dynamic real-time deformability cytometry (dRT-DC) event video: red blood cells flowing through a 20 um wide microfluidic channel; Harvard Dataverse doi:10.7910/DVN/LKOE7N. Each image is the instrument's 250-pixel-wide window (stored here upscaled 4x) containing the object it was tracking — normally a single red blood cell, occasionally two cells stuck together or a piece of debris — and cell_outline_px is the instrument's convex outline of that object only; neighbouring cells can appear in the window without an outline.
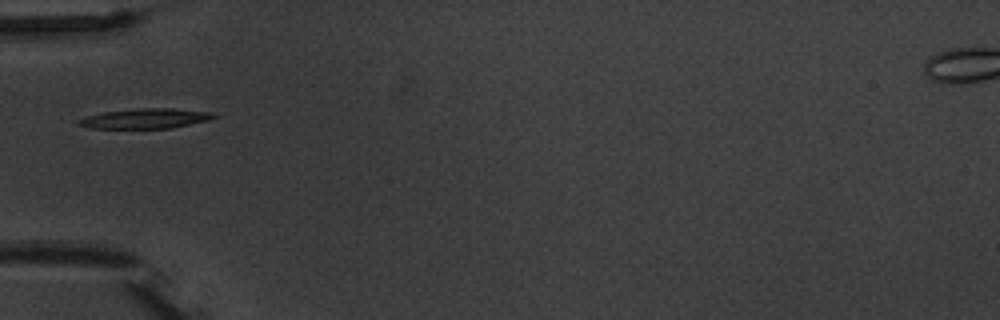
{"species": "common noctule bat (a hibernating species)", "species_latin": "Nyctalus noctula", "temperature_condition": "warm", "stored_images_in_passage": 4, "camera_frame_rate_fps": 3000, "um_per_image_px": 0.085, "animal": {"sex": "male", "body_mass_g": 20.1, "forearm_length_mm": 53.5}, "frame": {"image": 1, "passage_image": 1, "time_ms": 0.0, "image_size_px": [1000, 320], "cell_outline_px": [[216, 116], [208, 120], [172, 128], [88, 128], [76, 124], [76, 120], [88, 116], [104, 112], [136, 108], [172, 108], [212, 112]], "centroid_in_image_um": [12.33, 10.07], "position_along_channel_um": 72.7, "area_um2": 15.66}}
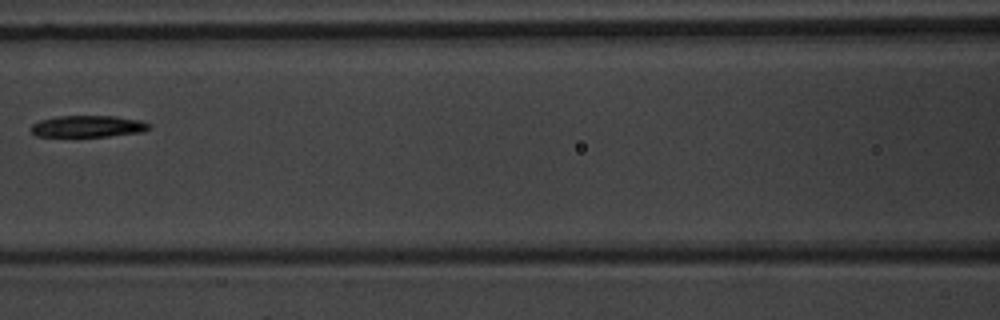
{"frame": {"image": 2, "passage_image": 3, "time_ms": 2.333, "image_size_px": [1000, 320], "cell_outline_px": [[152, 128], [140, 132], [108, 136], [36, 136], [28, 128], [32, 124], [40, 120], [56, 116], [116, 116], [140, 120], [152, 124]], "centroid_in_image_um": [7.47, 10.73], "position_along_channel_um": 159.1, "area_um2": 14.97}}
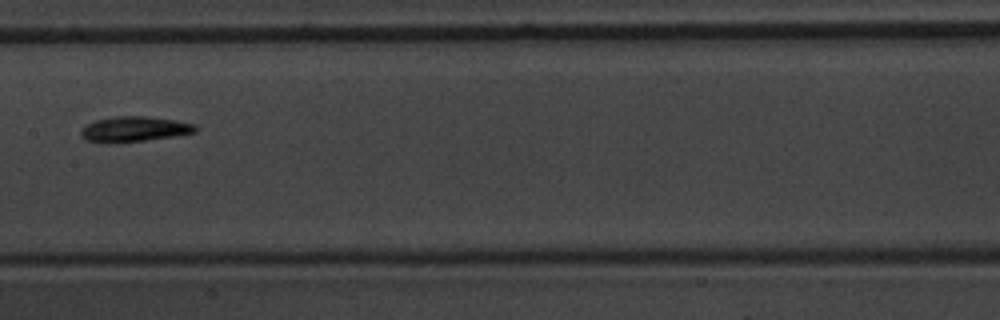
{"frame": {"image": 3, "passage_image": 4, "time_ms": 3.333, "image_size_px": [1000, 320], "cell_outline_px": [[196, 132], [172, 136], [144, 140], [112, 144], [108, 144], [84, 140], [80, 136], [80, 132], [88, 124], [96, 120], [112, 116], [148, 116], [176, 120], [196, 124]], "centroid_in_image_um": [11.37, 10.98], "position_along_channel_um": 196.0, "area_um2": 16.99}}